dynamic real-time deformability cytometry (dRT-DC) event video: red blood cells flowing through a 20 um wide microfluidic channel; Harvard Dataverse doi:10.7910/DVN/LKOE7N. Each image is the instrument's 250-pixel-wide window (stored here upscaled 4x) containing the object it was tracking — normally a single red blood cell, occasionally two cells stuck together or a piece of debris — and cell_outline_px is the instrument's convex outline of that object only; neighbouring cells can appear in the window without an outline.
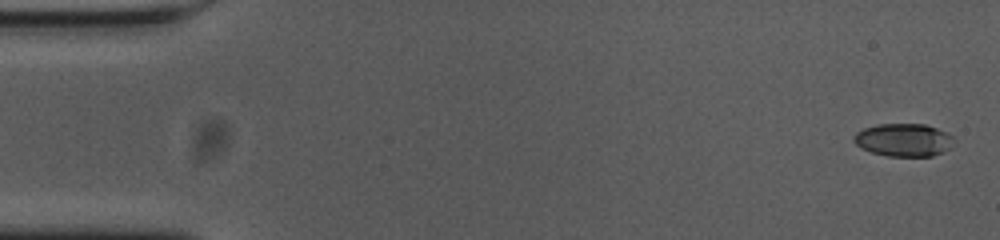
{"species": "common noctule bat (a hibernating species)", "species_latin": "Nyctalus noctula", "temperature_condition": "cold", "stored_images_in_passage": 55, "camera_frame_rate_fps": 3000, "um_per_image_px": 0.085, "animal": {"sex": "female", "body_mass_g": 23.0, "forearm_length_mm": 53.4}, "frame": {"image": 1, "passage_image": 1, "time_ms": 0.0, "image_size_px": [1000, 240], "cell_outline_px": [[952, 148], [944, 152], [932, 156], [888, 156], [872, 152], [860, 148], [852, 140], [852, 136], [856, 132], [864, 128], [876, 124], [924, 124], [936, 128], [952, 136]], "centroid_in_image_um": [76.77, 11.9], "position_along_channel_um": 8.2, "area_um2": 19.25}}
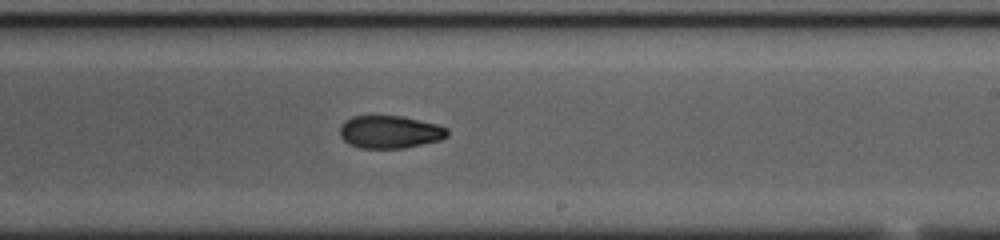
{"frame": {"image": 2, "passage_image": 32, "time_ms": 10.333, "image_size_px": [1000, 240], "cell_outline_px": [[448, 136], [440, 140], [404, 148], [360, 148], [348, 144], [340, 136], [340, 124], [344, 120], [352, 116], [400, 116], [436, 124], [448, 128]], "centroid_in_image_um": [33.11, 11.22], "position_along_channel_um": 255.9, "area_um2": 20.52}}
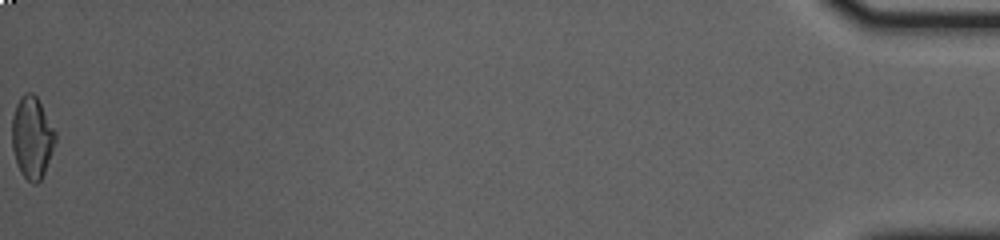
{"frame": {"image": 3, "passage_image": 55, "time_ms": 18.0, "image_size_px": [1000, 240], "cell_outline_px": [[56, 140], [44, 172], [40, 180], [36, 184], [32, 184], [20, 172], [16, 164], [12, 148], [12, 116], [16, 104], [20, 96], [24, 92], [32, 92], [36, 96], [56, 132]], "centroid_in_image_um": [2.7, 11.67], "position_along_channel_um": 432.5, "area_um2": 20.69}, "authors_computed_cell_mechanics": {"area_um2": 20.4612, "velocity_mm_per_s": 3.6866, "shape_relaxation_time_tau1_ms": 9.0683, "shape_relaxation_time_tau2_ms": 5.3202, "deformation_change_tau1": 0.197, "deformation_change_tau2": 0.0865}}